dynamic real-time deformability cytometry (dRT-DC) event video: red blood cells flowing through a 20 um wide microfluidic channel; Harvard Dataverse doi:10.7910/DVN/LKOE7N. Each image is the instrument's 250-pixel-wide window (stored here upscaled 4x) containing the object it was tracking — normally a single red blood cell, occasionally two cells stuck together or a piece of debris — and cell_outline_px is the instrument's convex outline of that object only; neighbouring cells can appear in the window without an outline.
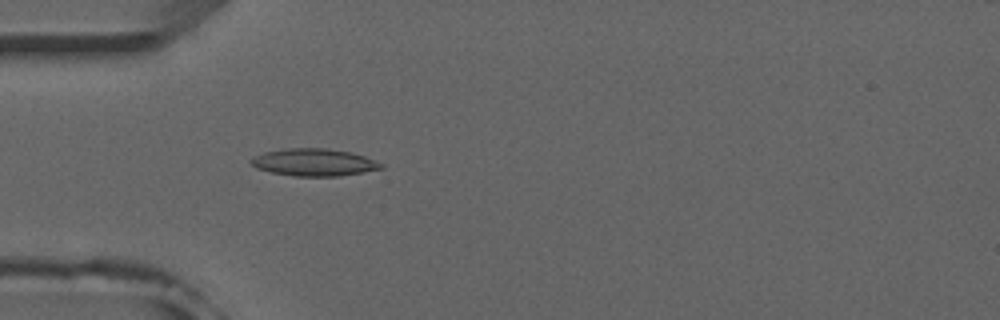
{"species": "common noctule bat (a hibernating species)", "species_latin": "Nyctalus noctula", "temperature_condition": "room temperature", "stored_images_in_passage": 36, "camera_frame_rate_fps": 3000, "um_per_image_px": 0.085, "animal": {"sex": "male", "forearm_length_mm": 52.5}, "frame": {"image": 1, "passage_image": 7, "time_ms": 2.0, "image_size_px": [1000, 320], "cell_outline_px": [[384, 168], [336, 176], [292, 176], [272, 172], [256, 168], [248, 160], [264, 152], [288, 148], [328, 148], [352, 152], [364, 156], [384, 164]], "centroid_in_image_um": [26.68, 13.79], "position_along_channel_um": 58.3, "area_um2": 20.58}}
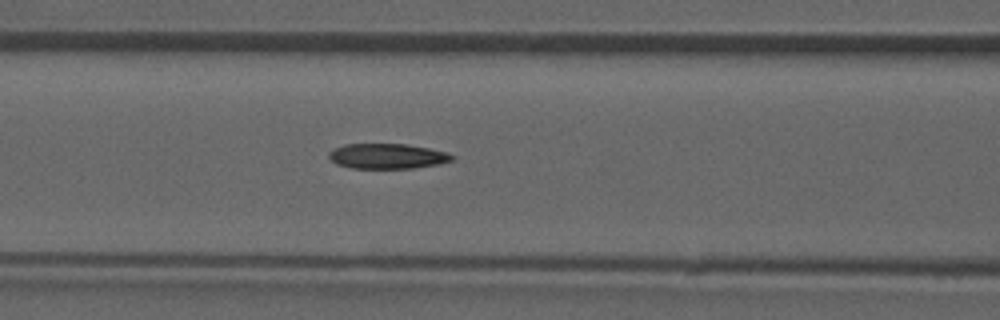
{"frame": {"image": 2, "passage_image": 13, "time_ms": 4.0, "image_size_px": [1000, 320], "cell_outline_px": [[456, 156], [452, 160], [440, 164], [412, 168], [352, 168], [336, 164], [328, 156], [328, 152], [344, 144], [408, 144], [448, 152]], "centroid_in_image_um": [32.95, 13.27], "position_along_channel_um": 133.7, "area_um2": 18.09}}
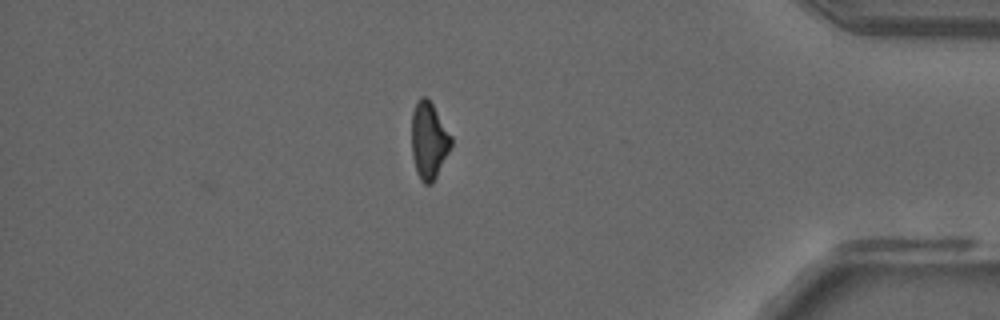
{"frame": {"image": 3, "passage_image": 36, "time_ms": 11.667, "image_size_px": [1000, 320], "cell_outline_px": [[452, 144], [432, 184], [424, 184], [420, 180], [416, 172], [412, 156], [412, 112], [416, 100], [420, 96], [424, 96], [432, 104], [452, 136]], "centroid_in_image_um": [36.43, 11.94], "position_along_channel_um": 398.8, "area_um2": 17.63}, "authors_computed_cell_mechanics": {"area_um2": 18.9295, "velocity_mm_per_s": 3.9456, "shape_relaxation_time_tau1_ms": 8.3837, "shape_relaxation_time_tau2_ms": 4.3814, "deformation_change_tau1": 0.1955, "deformation_change_tau2": 0.1229}}